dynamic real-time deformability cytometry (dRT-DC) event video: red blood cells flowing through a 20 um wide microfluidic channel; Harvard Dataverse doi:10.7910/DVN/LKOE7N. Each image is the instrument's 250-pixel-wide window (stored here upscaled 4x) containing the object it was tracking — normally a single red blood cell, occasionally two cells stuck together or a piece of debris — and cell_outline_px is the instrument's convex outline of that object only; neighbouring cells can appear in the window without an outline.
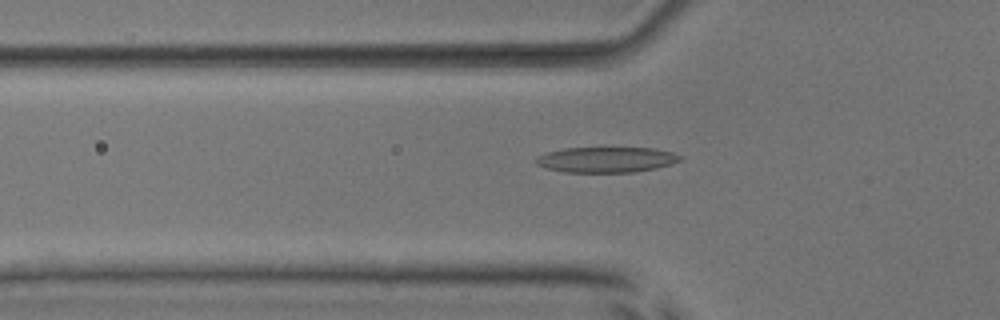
{"species": "common noctule bat (a hibernating species)", "species_latin": "Nyctalus noctula", "temperature_condition": "room temperature", "stored_images_in_passage": 52, "camera_frame_rate_fps": 3000, "um_per_image_px": 0.085, "animal": {"sex": "male", "body_mass_g": 17.9, "forearm_length_mm": 54.2}, "frame": {"image": 1, "passage_image": 18, "time_ms": 5.667, "image_size_px": [1000, 320], "cell_outline_px": [[684, 156], [680, 160], [672, 164], [656, 168], [632, 172], [564, 172], [548, 168], [536, 164], [532, 160], [536, 156], [544, 152], [564, 148], [656, 148], [672, 152]], "centroid_in_image_um": [51.51, 13.56], "position_along_channel_um": 74.3, "area_um2": 21.62}}
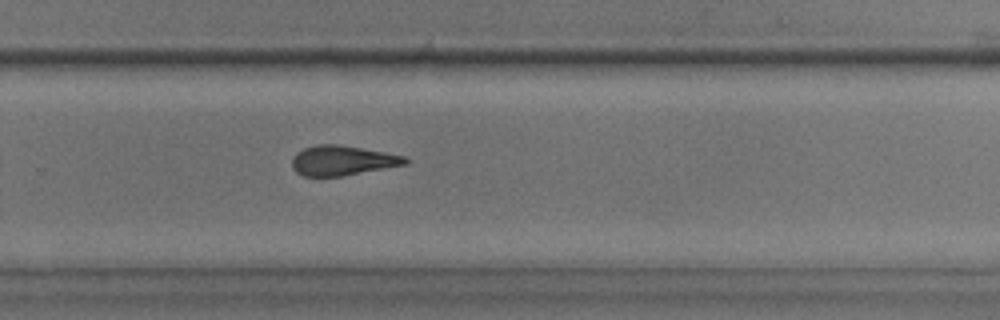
{"frame": {"image": 2, "passage_image": 35, "time_ms": 11.333, "image_size_px": [1000, 320], "cell_outline_px": [[408, 164], [340, 176], [304, 176], [296, 172], [292, 168], [292, 156], [296, 152], [304, 148], [316, 144], [336, 144], [384, 152], [404, 156], [408, 160]], "centroid_in_image_um": [29.06, 13.64], "position_along_channel_um": 300.7, "area_um2": 19.54}}
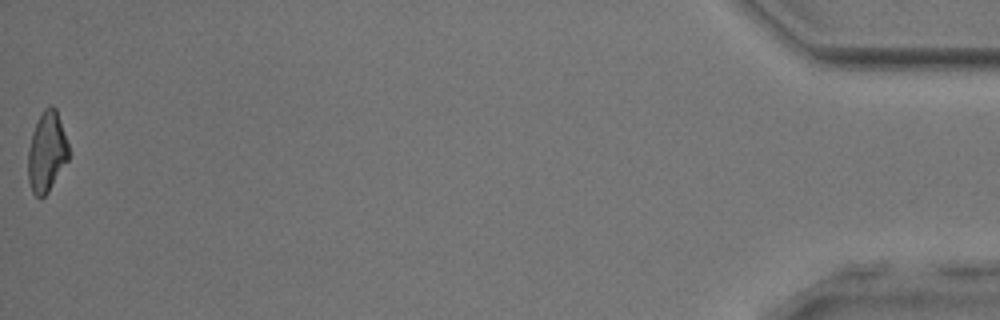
{"frame": {"image": 3, "passage_image": 52, "time_ms": 17.0, "image_size_px": [1000, 320], "cell_outline_px": [[68, 160], [48, 192], [40, 200], [32, 192], [28, 180], [28, 148], [32, 132], [44, 108], [52, 104], [56, 108], [68, 144]], "centroid_in_image_um": [3.96, 12.93], "position_along_channel_um": 431.2, "area_um2": 18.9}, "authors_computed_cell_mechanics": {"area_um2": 20.3456, "velocity_mm_per_s": 4.0014, "shape_relaxation_time_tau1_ms": null, "shape_relaxation_time_tau2_ms": 2.8926, "deformation_change_tau1": null, "deformation_change_tau2": 0.1274}}